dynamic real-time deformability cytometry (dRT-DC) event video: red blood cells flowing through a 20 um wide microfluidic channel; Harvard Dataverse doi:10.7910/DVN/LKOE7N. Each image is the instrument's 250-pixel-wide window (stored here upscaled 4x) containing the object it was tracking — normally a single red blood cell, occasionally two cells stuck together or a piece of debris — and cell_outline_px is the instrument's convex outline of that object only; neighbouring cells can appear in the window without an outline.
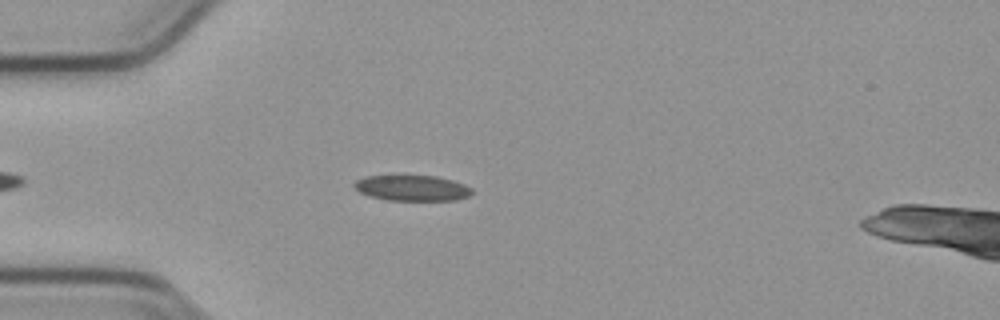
{"species": "common noctule bat (a hibernating species)", "species_latin": "Nyctalus noctula", "temperature_condition": "cold", "stored_images_in_passage": 41, "camera_frame_rate_fps": 3000, "um_per_image_px": 0.085, "animal": {"sex": "male", "body_mass_g": 23.1, "forearm_length_mm": 52.7}, "frame": {"image": 1, "passage_image": 9, "time_ms": 2.667, "image_size_px": [1000, 320], "cell_outline_px": [[472, 192], [468, 196], [456, 200], [388, 200], [372, 196], [360, 192], [352, 184], [356, 180], [364, 176], [436, 176], [452, 180], [464, 184], [472, 188]], "centroid_in_image_um": [35.04, 15.98], "position_along_channel_um": 50.0, "area_um2": 17.4}}
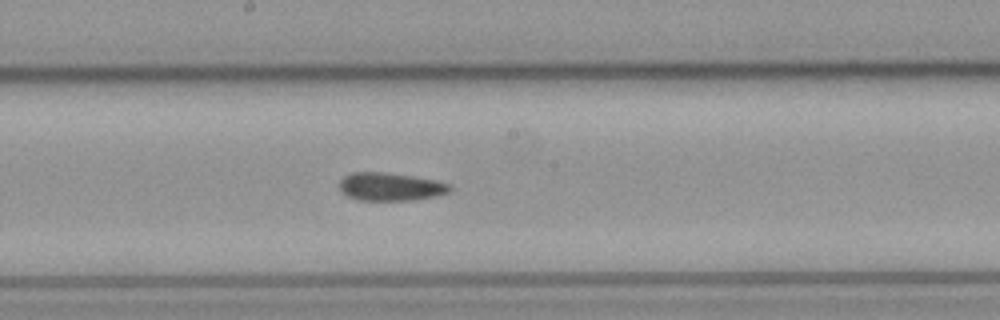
{"frame": {"image": 2, "passage_image": 23, "time_ms": 7.333, "image_size_px": [1000, 320], "cell_outline_px": [[452, 188], [448, 192], [432, 196], [408, 200], [356, 200], [340, 192], [340, 180], [344, 176], [352, 172], [384, 172], [412, 176], [436, 180], [448, 184]], "centroid_in_image_um": [33.12, 15.86], "position_along_channel_um": 215.1, "area_um2": 17.86}}
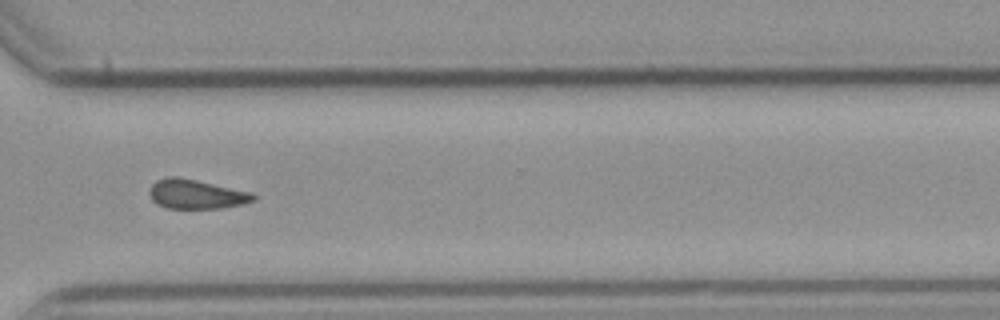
{"frame": {"image": 3, "passage_image": 34, "time_ms": 11.0, "image_size_px": [1000, 320], "cell_outline_px": [[256, 200], [244, 204], [220, 208], [168, 208], [156, 204], [152, 200], [152, 184], [156, 180], [168, 176], [176, 176], [196, 180], [252, 192], [256, 196]], "centroid_in_image_um": [16.72, 16.5], "position_along_channel_um": 353.9, "area_um2": 17.63}, "authors_computed_cell_mechanics": {"area_um2": 17.918, "velocity_mm_per_s": 3.795, "shape_relaxation_time_tau1_ms": 9.463, "shape_relaxation_time_tau2_ms": 5.9442, "deformation_change_tau1": 0.1371, "deformation_change_tau2": 0.1339}}